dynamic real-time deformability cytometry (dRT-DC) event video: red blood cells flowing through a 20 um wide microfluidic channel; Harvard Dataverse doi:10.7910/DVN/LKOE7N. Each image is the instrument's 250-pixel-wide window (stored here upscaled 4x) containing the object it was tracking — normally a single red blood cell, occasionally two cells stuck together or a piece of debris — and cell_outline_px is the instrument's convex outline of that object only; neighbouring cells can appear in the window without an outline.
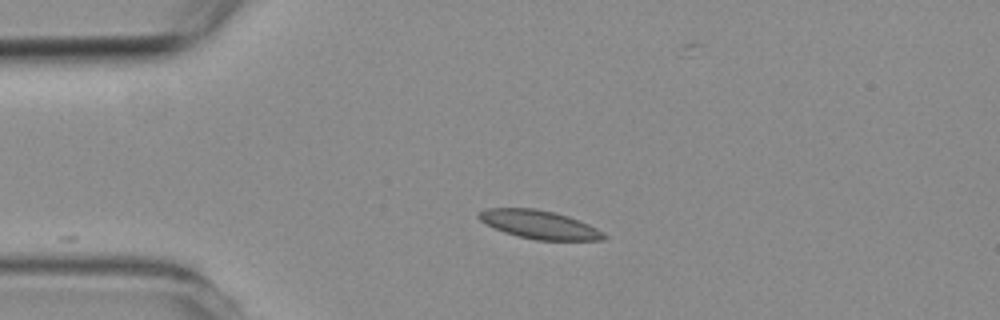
{"species": "common noctule bat (a hibernating species)", "species_latin": "Nyctalus noctula", "temperature_condition": "room temperature", "stored_images_in_passage": 4, "camera_frame_rate_fps": 3000, "um_per_image_px": 0.085, "animal": {"sex": "female", "body_mass_g": 19.3, "forearm_length_mm": 54.1}, "frame": {"image": 1, "passage_image": 1, "time_ms": 0.0, "image_size_px": [1000, 320], "cell_outline_px": [[608, 236], [604, 240], [536, 240], [504, 232], [484, 224], [476, 216], [480, 212], [488, 208], [536, 208], [556, 212], [568, 216], [588, 224], [604, 232]], "centroid_in_image_um": [45.85, 19.08], "position_along_channel_um": 39.2, "area_um2": 20.75}}
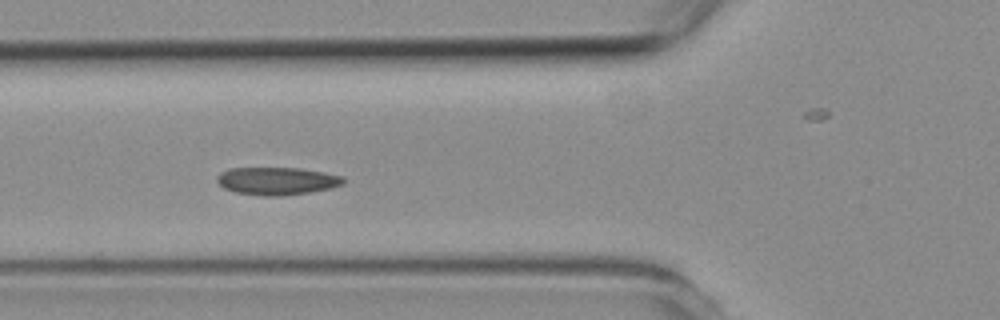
{"frame": {"image": 2, "passage_image": 3, "time_ms": 2.333, "image_size_px": [1000, 320], "cell_outline_px": [[344, 184], [332, 188], [308, 192], [280, 196], [264, 196], [236, 192], [224, 188], [216, 180], [216, 176], [220, 172], [228, 168], [300, 168], [324, 172], [344, 176]], "centroid_in_image_um": [23.54, 15.37], "position_along_channel_um": 102.3, "area_um2": 20.46}}
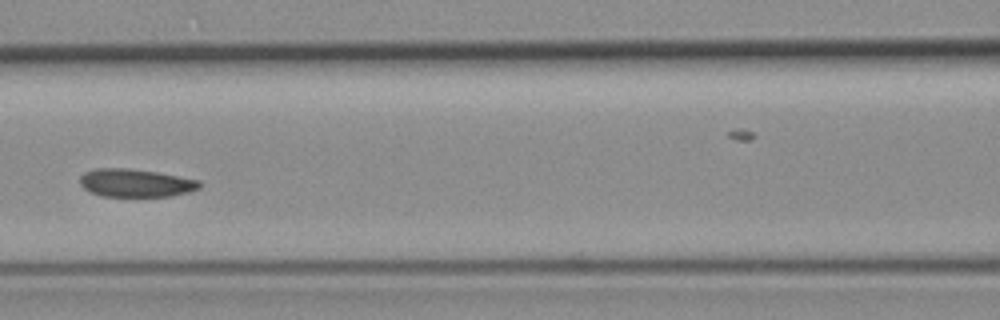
{"frame": {"image": 3, "passage_image": 4, "time_ms": 3.667, "image_size_px": [1000, 320], "cell_outline_px": [[200, 188], [188, 192], [168, 196], [100, 196], [84, 188], [80, 184], [80, 176], [84, 172], [96, 168], [128, 168], [156, 172], [200, 180]], "centroid_in_image_um": [11.51, 15.54], "position_along_channel_um": 155.1, "area_um2": 19.42}}